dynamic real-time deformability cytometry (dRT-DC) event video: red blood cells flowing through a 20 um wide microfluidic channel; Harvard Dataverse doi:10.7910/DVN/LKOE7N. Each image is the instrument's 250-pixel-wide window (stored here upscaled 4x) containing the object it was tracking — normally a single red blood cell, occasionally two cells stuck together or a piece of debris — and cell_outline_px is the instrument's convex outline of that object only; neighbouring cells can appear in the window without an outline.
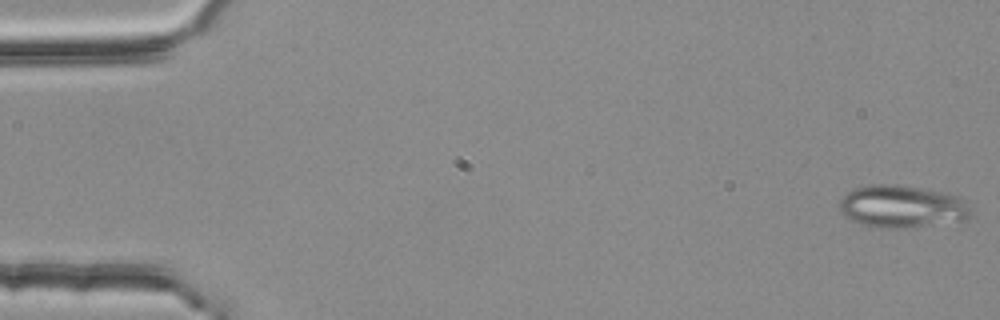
{"species": "common noctule bat (a hibernating species)", "species_latin": "Nyctalus noctula", "temperature_condition": "room temperature", "stored_images_in_passage": 3, "camera_frame_rate_fps": 3000, "um_per_image_px": 0.085, "animal": {"sex": "female", "body_mass_g": 25.1}, "frame": {"image": 1, "passage_image": 1, "time_ms": 0.0, "image_size_px": [1000, 320], "cell_outline_px": [[972, 212], [968, 220], [904, 228], [876, 228], [860, 224], [844, 216], [840, 212], [836, 204], [848, 192], [856, 188], [876, 184], [892, 184], [920, 188], [940, 192], [956, 196]], "centroid_in_image_um": [76.6, 17.58], "position_along_channel_um": 8.4, "area_um2": 32.31}}